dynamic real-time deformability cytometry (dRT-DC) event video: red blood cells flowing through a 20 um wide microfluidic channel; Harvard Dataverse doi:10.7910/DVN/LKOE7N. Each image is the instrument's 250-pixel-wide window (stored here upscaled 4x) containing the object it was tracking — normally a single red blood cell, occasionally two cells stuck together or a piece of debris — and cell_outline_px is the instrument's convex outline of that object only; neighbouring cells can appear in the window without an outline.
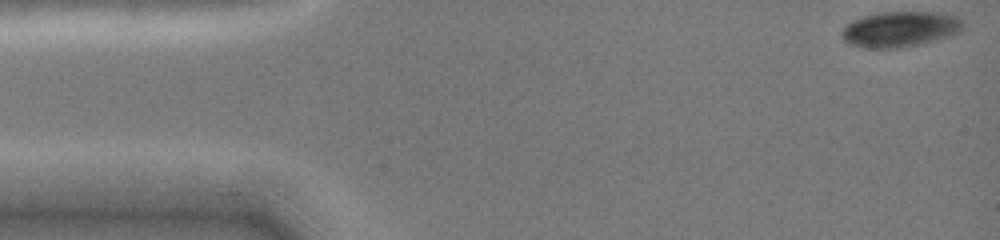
{"species": "common noctule bat (a hibernating species)", "species_latin": "Nyctalus noctula", "temperature_condition": "cold", "stored_images_in_passage": 54, "camera_frame_rate_fps": 3000, "um_per_image_px": 0.085, "animal": {"sex": "female", "body_mass_g": 19.0, "forearm_length_mm": 51.5}, "frame": {"image": 1, "passage_image": 1, "time_ms": 0.0, "image_size_px": [1000, 240], "cell_outline_px": [[964, 24], [960, 32], [952, 36], [904, 48], [864, 48], [848, 44], [844, 40], [844, 28], [848, 24], [864, 16], [884, 12], [936, 12], [956, 16]], "centroid_in_image_um": [76.56, 2.5], "position_along_channel_um": 8.4, "area_um2": 24.97}}
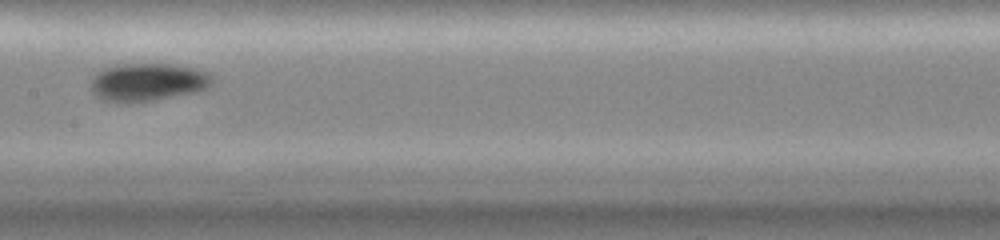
{"frame": {"image": 2, "passage_image": 30, "time_ms": 7.333, "image_size_px": [1000, 240], "cell_outline_px": [[212, 84], [208, 88], [196, 92], [152, 100], [120, 104], [104, 100], [96, 96], [88, 88], [92, 80], [104, 68], [116, 64], [172, 64], [196, 68], [208, 72], [212, 76]], "centroid_in_image_um": [12.55, 6.99], "position_along_channel_um": 194.8, "area_um2": 27.05}}
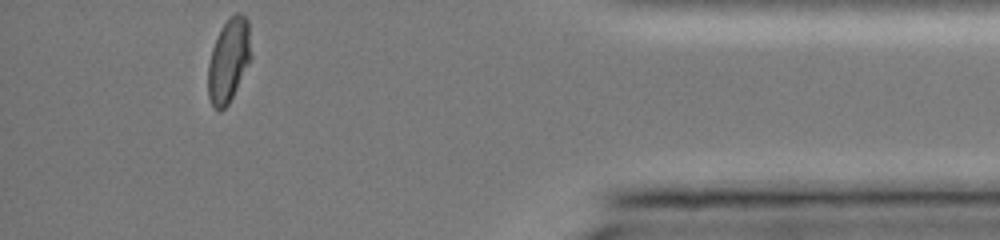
{"frame": {"image": 3, "passage_image": 54, "time_ms": 13.667, "image_size_px": [1000, 240], "cell_outline_px": [[252, 56], [228, 104], [220, 112], [216, 112], [208, 96], [208, 64], [212, 48], [220, 28], [236, 12], [240, 12], [248, 20]], "centroid_in_image_um": [19.43, 5.13], "position_along_channel_um": 415.8, "area_um2": 20.87}, "authors_computed_cell_mechanics": {"area_um2": 24.9985, "velocity_mm_per_s": 4.0235, "shape_relaxation_time_tau1_ms": 6.9658, "shape_relaxation_time_tau2_ms": null, "deformation_change_tau1": 0.1338, "deformation_change_tau2": null}}